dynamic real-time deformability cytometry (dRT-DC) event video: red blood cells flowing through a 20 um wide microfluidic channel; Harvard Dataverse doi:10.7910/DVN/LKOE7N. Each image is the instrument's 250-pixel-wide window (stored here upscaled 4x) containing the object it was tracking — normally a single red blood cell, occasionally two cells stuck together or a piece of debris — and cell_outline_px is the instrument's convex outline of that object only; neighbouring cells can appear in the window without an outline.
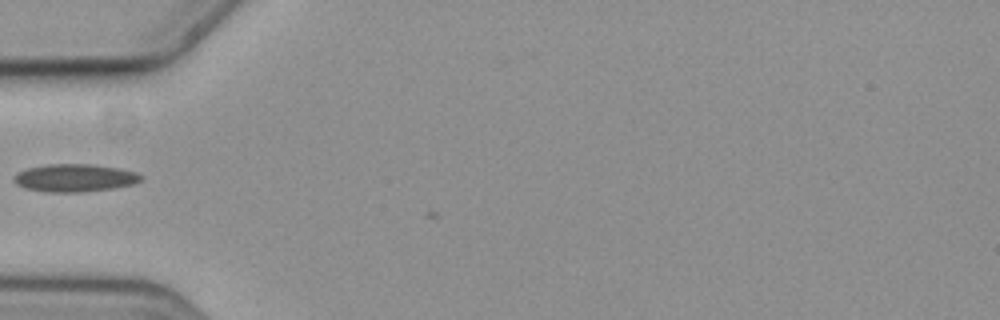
{"species": "common noctule bat (a hibernating species)", "species_latin": "Nyctalus noctula", "temperature_condition": "cold", "stored_images_in_passage": 2, "camera_frame_rate_fps": 3000, "um_per_image_px": 0.085, "animal": {"sex": "female", "body_mass_g": 19.3, "forearm_length_mm": 54.1}, "frame": {"image": 1, "passage_image": 1, "time_ms": 0.0, "image_size_px": [1000, 320], "cell_outline_px": [[144, 180], [132, 184], [112, 188], [80, 192], [48, 192], [24, 188], [16, 184], [12, 180], [20, 172], [28, 168], [48, 164], [92, 164], [120, 168], [136, 172], [144, 176]], "centroid_in_image_um": [6.39, 15.12], "position_along_channel_um": 78.6, "area_um2": 20.52}}